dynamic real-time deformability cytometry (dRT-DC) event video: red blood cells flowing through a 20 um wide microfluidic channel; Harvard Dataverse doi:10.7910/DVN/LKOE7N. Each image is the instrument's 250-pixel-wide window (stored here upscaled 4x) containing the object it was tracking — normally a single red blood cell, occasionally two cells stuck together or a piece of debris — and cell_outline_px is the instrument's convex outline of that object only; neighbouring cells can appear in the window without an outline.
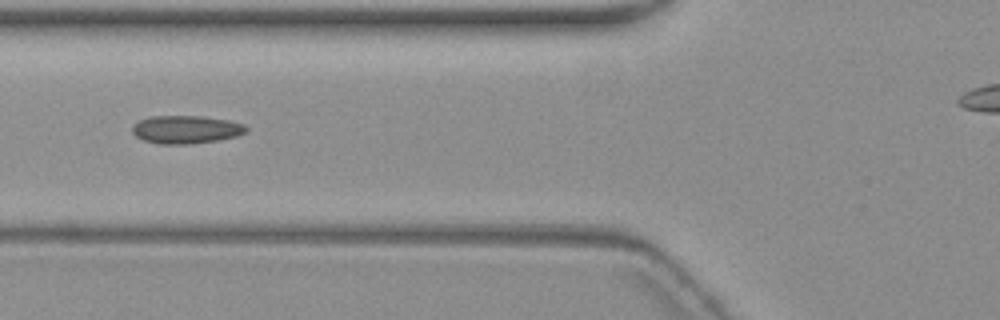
{"species": "common noctule bat (a hibernating species)", "species_latin": "Nyctalus noctula", "temperature_condition": "warm", "stored_images_in_passage": 10, "camera_frame_rate_fps": 3000, "um_per_image_px": 0.085, "animal": {"sex": "female", "body_mass_g": 19.3, "forearm_length_mm": 54.1}, "frame": {"image": 1, "passage_image": 6, "time_ms": 6.0, "image_size_px": [1000, 320], "cell_outline_px": [[248, 128], [244, 132], [236, 136], [216, 140], [192, 144], [156, 144], [144, 140], [136, 136], [132, 132], [132, 128], [140, 120], [148, 116], [200, 116], [228, 120], [244, 124]], "centroid_in_image_um": [15.79, 11.01], "position_along_channel_um": 110.0, "area_um2": 18.5}}
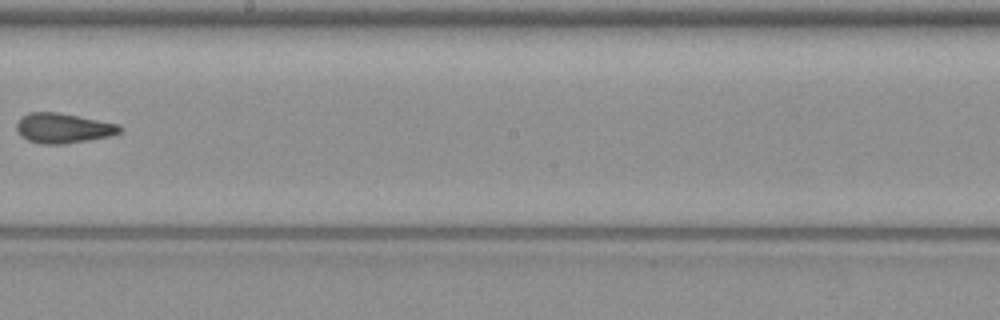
{"frame": {"image": 2, "passage_image": 9, "time_ms": 9.667, "image_size_px": [1000, 320], "cell_outline_px": [[124, 128], [120, 132], [108, 136], [88, 140], [64, 144], [40, 144], [28, 140], [20, 136], [16, 128], [16, 124], [20, 116], [28, 112], [56, 112], [120, 124]], "centroid_in_image_um": [5.34, 10.89], "position_along_channel_um": 242.9, "area_um2": 18.09}}
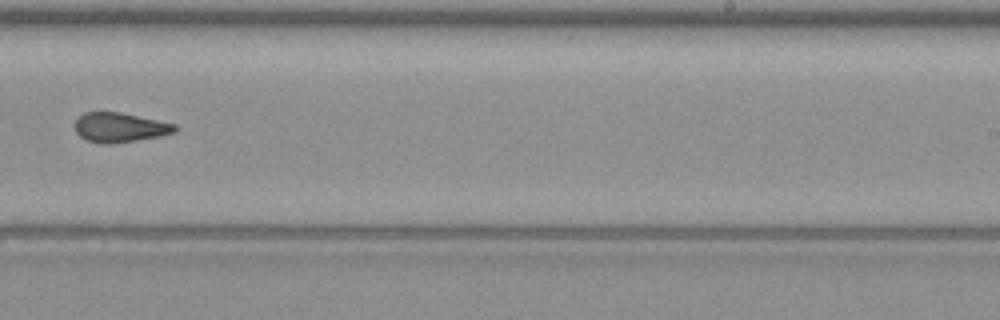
{"frame": {"image": 3, "passage_image": 10, "time_ms": 10.667, "image_size_px": [1000, 320], "cell_outline_px": [[176, 132], [160, 136], [136, 140], [108, 144], [100, 144], [88, 140], [80, 136], [76, 132], [76, 120], [84, 112], [120, 112], [176, 124]], "centroid_in_image_um": [10.19, 10.83], "position_along_channel_um": 278.8, "area_um2": 17.05}}